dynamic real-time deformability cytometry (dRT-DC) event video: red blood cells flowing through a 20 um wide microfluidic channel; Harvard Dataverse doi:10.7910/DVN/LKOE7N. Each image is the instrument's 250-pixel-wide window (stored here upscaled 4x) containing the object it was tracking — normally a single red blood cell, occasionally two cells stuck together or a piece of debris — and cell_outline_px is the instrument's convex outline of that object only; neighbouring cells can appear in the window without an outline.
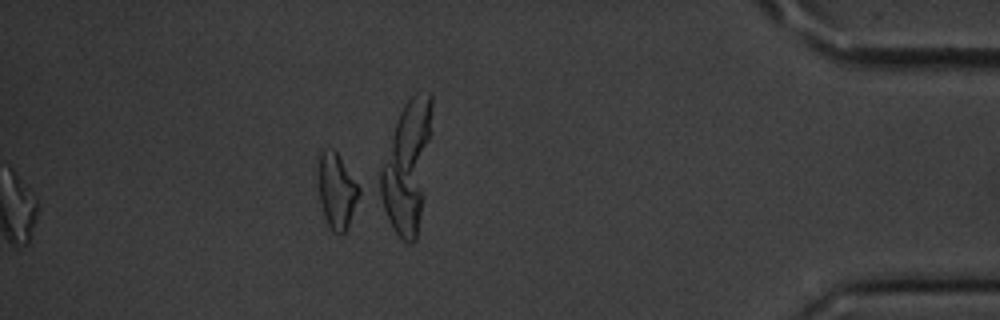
{"species": "common noctule bat (a hibernating species)", "species_latin": "Nyctalus noctula", "temperature_condition": "cold", "stored_images_in_passage": 37, "segment_of_instrument_passage": [2, 2], "camera_frame_rate_fps": 3000, "um_per_image_px": 0.085, "animal": {"sex": "male", "body_mass_g": 20.1, "forearm_length_mm": 53.5}, "frame": {"image": 1, "passage_image": 37, "time_ms": 12.0, "image_size_px": [1000, 320], "cell_outline_px": [[364, 192], [344, 232], [340, 236], [332, 232], [328, 228], [324, 216], [320, 200], [316, 168], [320, 152], [332, 148], [336, 152], [364, 188]], "centroid_in_image_um": [28.66, 16.22], "position_along_channel_um": 406.5, "area_um2": 18.96}}